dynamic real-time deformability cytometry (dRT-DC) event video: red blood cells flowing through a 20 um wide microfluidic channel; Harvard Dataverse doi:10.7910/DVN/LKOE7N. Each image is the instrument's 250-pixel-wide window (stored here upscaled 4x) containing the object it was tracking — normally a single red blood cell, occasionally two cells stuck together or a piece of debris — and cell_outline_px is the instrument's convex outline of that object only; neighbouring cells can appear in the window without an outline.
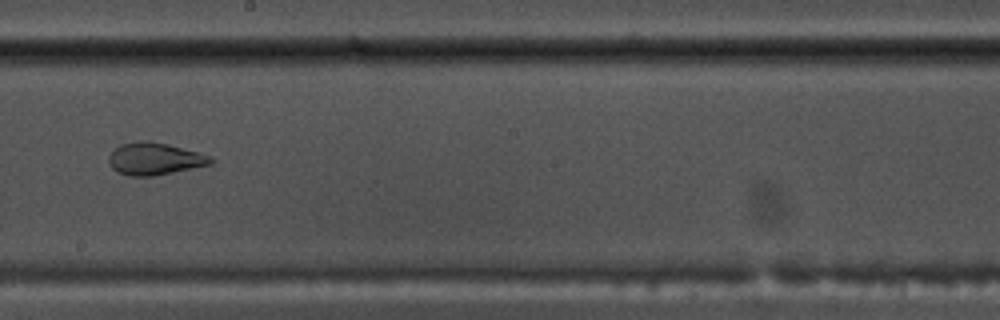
{"species": "common noctule bat (a hibernating species)", "species_latin": "Nyctalus noctula", "temperature_condition": "warm", "stored_images_in_passage": 54, "camera_frame_rate_fps": 3000, "um_per_image_px": 0.085, "animal": {"sex": "male", "body_mass_g": 17.5, "forearm_length_mm": 52.3}, "frame": {"image": 1, "passage_image": 31, "time_ms": 10.0, "image_size_px": [1000, 320], "cell_outline_px": [[212, 164], [152, 176], [128, 176], [112, 168], [108, 160], [108, 156], [120, 144], [144, 140], [148, 140], [168, 144], [212, 156]], "centroid_in_image_um": [13.13, 13.49], "position_along_channel_um": 235.1, "area_um2": 18.96}}
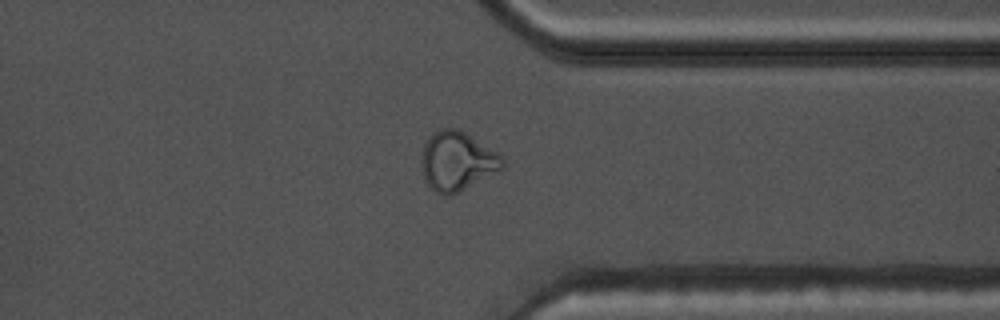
{"frame": {"image": 2, "passage_image": 42, "time_ms": 13.667, "image_size_px": [1000, 320], "cell_outline_px": [[504, 168], [452, 196], [444, 196], [436, 192], [424, 180], [420, 168], [420, 156], [424, 144], [440, 128], [460, 128], [496, 152], [504, 160]], "centroid_in_image_um": [38.82, 13.71], "position_along_channel_um": 372.6, "area_um2": 28.09}}
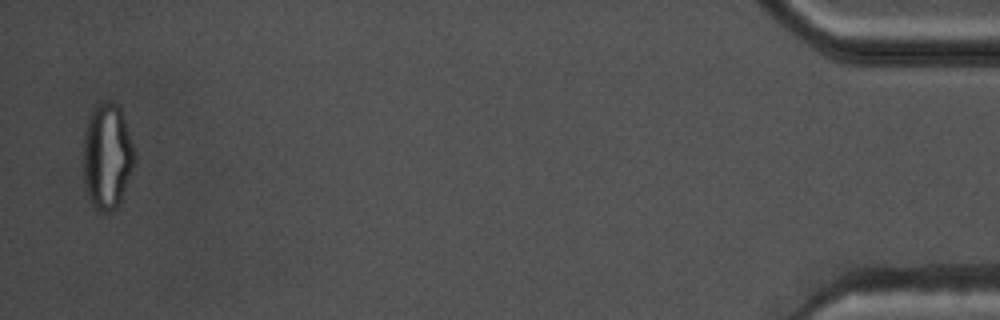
{"frame": {"image": 3, "passage_image": 53, "time_ms": 17.333, "image_size_px": [1000, 320], "cell_outline_px": [[132, 168], [120, 200], [116, 208], [112, 212], [100, 212], [92, 204], [88, 196], [84, 184], [84, 132], [88, 120], [96, 104], [104, 100], [108, 100], [116, 104], [120, 108], [132, 144]], "centroid_in_image_um": [9.06, 13.28], "position_along_channel_um": 426.1, "area_um2": 30.81}, "authors_computed_cell_mechanics": {"area_um2": 24.854, "velocity_mm_per_s": 3.8086, "shape_relaxation_time_tau1_ms": null, "shape_relaxation_time_tau2_ms": 1.0908, "deformation_change_tau1": null, "deformation_change_tau2": 0.0653}}